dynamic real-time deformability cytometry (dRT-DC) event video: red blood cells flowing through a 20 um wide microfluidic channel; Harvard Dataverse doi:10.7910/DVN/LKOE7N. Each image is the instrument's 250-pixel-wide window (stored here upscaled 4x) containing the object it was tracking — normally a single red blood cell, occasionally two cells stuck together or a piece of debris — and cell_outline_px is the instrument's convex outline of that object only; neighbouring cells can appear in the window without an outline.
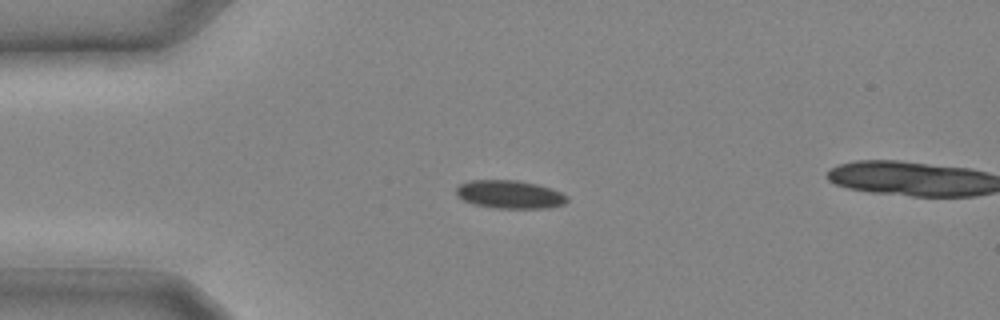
{"species": "common noctule bat (a hibernating species)", "species_latin": "Nyctalus noctula", "temperature_condition": "cold", "stored_images_in_passage": 18, "camera_frame_rate_fps": 3000, "um_per_image_px": 0.085, "animal": {"sex": "male", "body_mass_g": 20.4}, "frame": {"image": 1, "passage_image": 6, "time_ms": 1.667, "image_size_px": [1000, 320], "cell_outline_px": [[568, 200], [564, 204], [548, 208], [496, 208], [472, 204], [456, 196], [456, 188], [460, 184], [472, 180], [516, 180], [536, 184], [552, 188], [568, 196]], "centroid_in_image_um": [43.33, 16.53], "position_along_channel_um": 41.7, "area_um2": 18.26}}
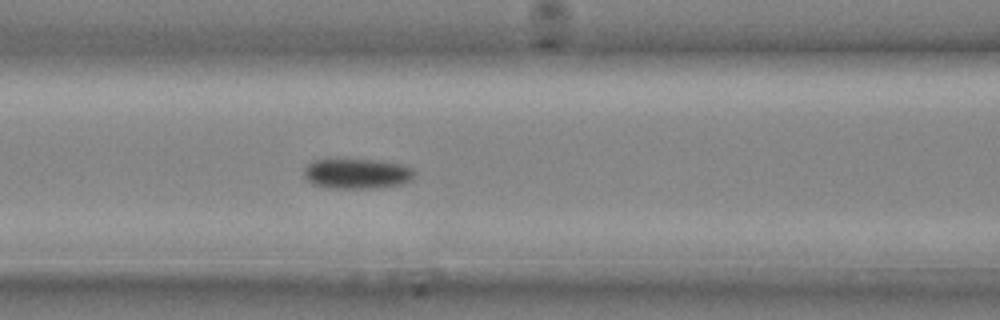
{"frame": {"image": 2, "passage_image": 11, "time_ms": 3.333, "image_size_px": [1000, 320], "cell_outline_px": [[416, 172], [412, 180], [400, 184], [380, 188], [332, 188], [312, 184], [304, 176], [304, 168], [308, 164], [316, 160], [336, 156], [376, 160], [400, 164], [412, 168]], "centroid_in_image_um": [30.32, 14.72], "position_along_channel_um": 136.3, "area_um2": 20.17}}
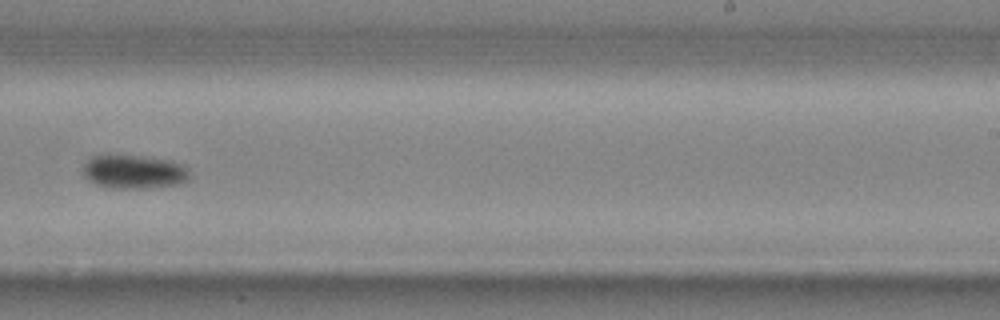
{"frame": {"image": 3, "passage_image": 17, "time_ms": 5.333, "image_size_px": [1000, 320], "cell_outline_px": [[188, 180], [176, 184], [144, 188], [112, 188], [96, 184], [88, 180], [84, 176], [84, 164], [92, 156], [108, 152], [144, 156], [172, 160], [184, 164], [188, 168]], "centroid_in_image_um": [11.35, 14.55], "position_along_channel_um": 277.6, "area_um2": 21.5}}